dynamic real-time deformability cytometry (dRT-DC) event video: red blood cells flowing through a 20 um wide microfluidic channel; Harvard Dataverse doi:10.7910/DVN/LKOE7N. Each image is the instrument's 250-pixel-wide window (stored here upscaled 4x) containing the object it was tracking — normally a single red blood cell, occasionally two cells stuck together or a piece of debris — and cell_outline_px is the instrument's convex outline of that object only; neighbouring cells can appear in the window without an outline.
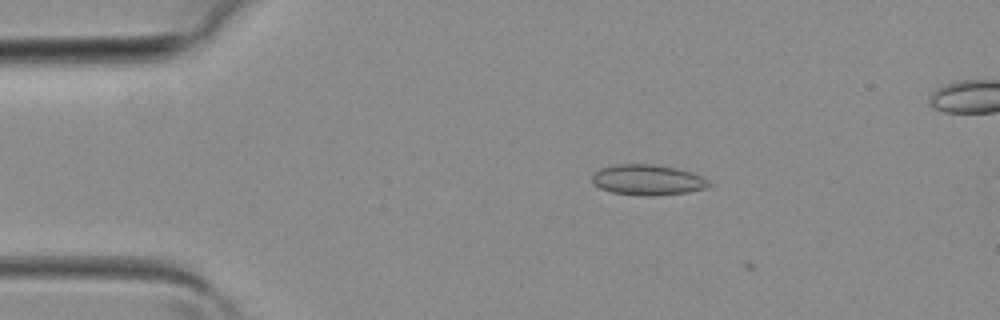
{"species": "common noctule bat (a hibernating species)", "species_latin": "Nyctalus noctula", "temperature_condition": "room temperature", "stored_images_in_passage": 4, "camera_frame_rate_fps": 3000, "um_per_image_px": 0.085, "animal": {"sex": "female", "body_mass_g": 19.3, "forearm_length_mm": 54.1}, "frame": {"image": 1, "passage_image": 2, "time_ms": 0.333, "image_size_px": [1000, 320], "cell_outline_px": [[712, 184], [704, 188], [688, 192], [652, 196], [644, 196], [612, 192], [600, 188], [592, 180], [592, 176], [600, 168], [616, 164], [652, 164], [676, 168], [692, 172], [704, 176]], "centroid_in_image_um": [55.08, 15.29], "position_along_channel_um": 29.9, "area_um2": 20.75}}